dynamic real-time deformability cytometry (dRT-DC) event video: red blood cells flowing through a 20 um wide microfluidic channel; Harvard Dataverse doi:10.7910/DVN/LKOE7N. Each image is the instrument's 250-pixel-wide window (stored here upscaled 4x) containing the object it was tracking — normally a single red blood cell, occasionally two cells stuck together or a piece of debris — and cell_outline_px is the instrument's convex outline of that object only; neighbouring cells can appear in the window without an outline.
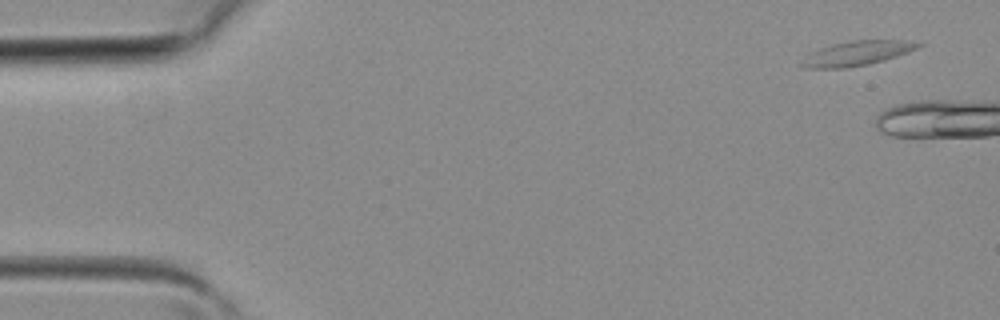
{"species": "common noctule bat (a hibernating species)", "species_latin": "Nyctalus noctula", "temperature_condition": "room temperature", "stored_images_in_passage": 4, "camera_frame_rate_fps": 3000, "um_per_image_px": 0.085, "animal": {"sex": "female", "body_mass_g": 19.3, "forearm_length_mm": 54.1}, "frame": {"image": 1, "passage_image": 1, "time_ms": 0.0, "image_size_px": [1000, 320], "cell_outline_px": [[924, 44], [908, 52], [884, 60], [868, 64], [848, 68], [808, 68], [800, 64], [812, 52], [820, 48], [832, 44], [852, 40], [904, 40]], "centroid_in_image_um": [72.87, 4.53], "position_along_channel_um": 12.1, "area_um2": 16.36}}